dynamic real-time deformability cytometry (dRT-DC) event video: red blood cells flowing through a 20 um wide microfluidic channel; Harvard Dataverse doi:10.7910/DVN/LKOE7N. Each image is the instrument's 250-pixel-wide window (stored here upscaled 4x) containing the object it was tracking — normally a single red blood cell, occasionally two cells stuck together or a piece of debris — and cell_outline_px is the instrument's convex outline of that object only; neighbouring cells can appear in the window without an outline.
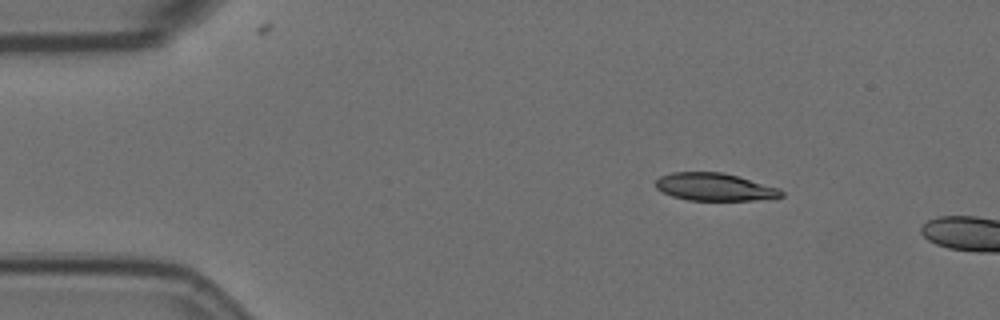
{"species": "Egyptian fruit bat (a non-hibernating species)", "species_latin": "Rousettus aegyptiacus", "temperature_condition": "room temperature", "stored_images_in_passage": 3, "camera_frame_rate_fps": 3000, "um_per_image_px": 0.085, "animal": {"sex": "female"}, "frame": {"image": 1, "passage_image": 1, "time_ms": 0.0, "image_size_px": [1000, 320], "cell_outline_px": [[784, 196], [756, 200], [688, 200], [672, 196], [656, 188], [656, 180], [660, 176], [672, 172], [724, 172], [780, 188], [784, 192]], "centroid_in_image_um": [60.76, 15.88], "position_along_channel_um": 24.2, "area_um2": 20.23}}